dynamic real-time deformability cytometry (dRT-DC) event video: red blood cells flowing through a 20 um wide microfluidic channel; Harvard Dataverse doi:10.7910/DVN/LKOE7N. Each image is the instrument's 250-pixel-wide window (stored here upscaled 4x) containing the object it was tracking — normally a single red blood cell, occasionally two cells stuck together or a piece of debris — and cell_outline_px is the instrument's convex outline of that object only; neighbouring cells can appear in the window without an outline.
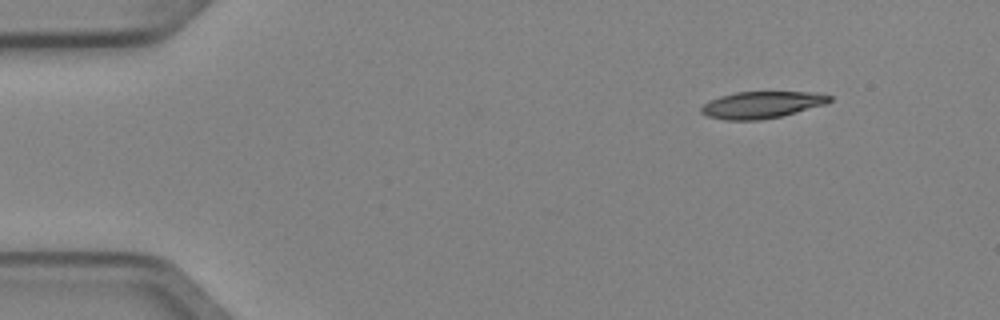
{"species": "Egyptian fruit bat (a non-hibernating species)", "species_latin": "Rousettus aegyptiacus", "temperature_condition": "cold", "stored_images_in_passage": 6, "camera_frame_rate_fps": 3000, "um_per_image_px": 0.085, "animal": {"sex": "female"}, "frame": {"image": 1, "passage_image": 1, "time_ms": 0.0, "image_size_px": [1000, 320], "cell_outline_px": [[832, 100], [824, 104], [796, 112], [780, 116], [760, 120], [724, 120], [708, 116], [700, 112], [700, 108], [704, 104], [720, 96], [736, 92], [816, 92], [832, 96]], "centroid_in_image_um": [64.74, 8.91], "position_along_channel_um": 20.3, "area_um2": 19.88}}
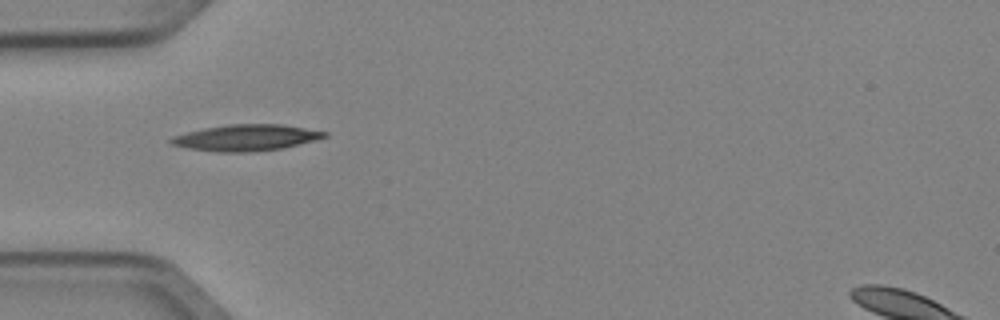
{"frame": {"image": 2, "passage_image": 4, "time_ms": 1.0, "image_size_px": [1000, 320], "cell_outline_px": [[328, 136], [316, 140], [284, 148], [248, 152], [220, 152], [188, 148], [172, 144], [168, 140], [172, 136], [204, 128], [228, 124], [280, 124], [328, 132]], "centroid_in_image_um": [20.94, 11.7], "position_along_channel_um": 64.1, "area_um2": 23.35}}
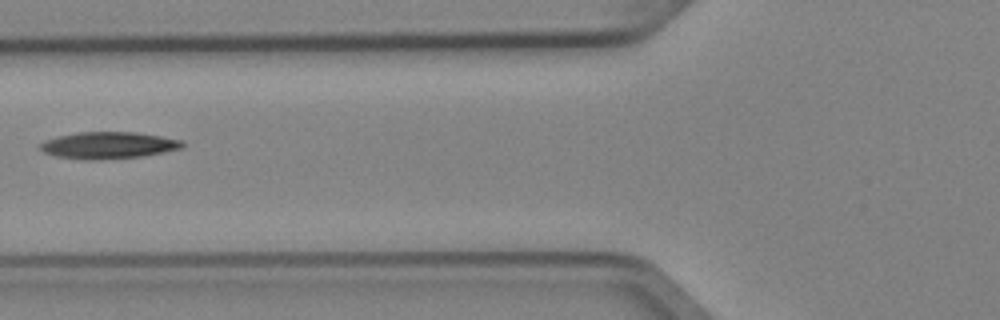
{"frame": {"image": 3, "passage_image": 5, "time_ms": 1.333, "image_size_px": [1000, 320], "cell_outline_px": [[184, 148], [140, 156], [100, 160], [84, 160], [56, 156], [44, 152], [40, 148], [40, 144], [44, 140], [76, 132], [136, 132], [184, 140]], "centroid_in_image_um": [9.22, 12.35], "position_along_channel_um": 116.6, "area_um2": 22.2}}